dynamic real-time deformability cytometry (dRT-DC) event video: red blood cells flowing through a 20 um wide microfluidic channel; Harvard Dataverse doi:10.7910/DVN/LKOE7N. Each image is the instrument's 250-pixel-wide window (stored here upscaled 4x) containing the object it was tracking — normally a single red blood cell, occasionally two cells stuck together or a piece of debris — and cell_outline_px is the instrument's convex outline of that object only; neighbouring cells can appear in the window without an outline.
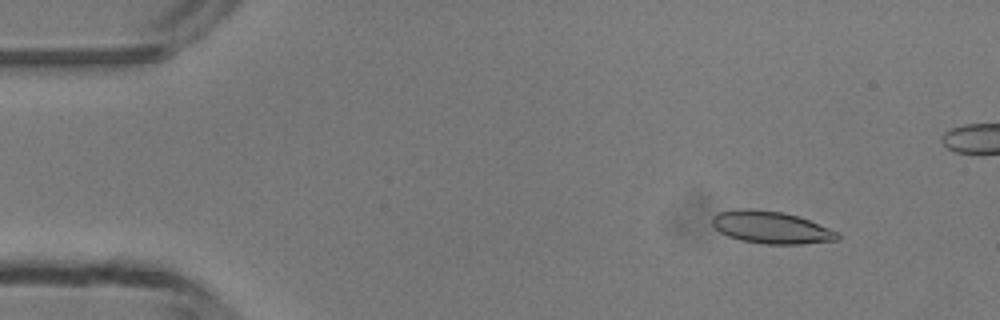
{"species": "common noctule bat (a hibernating species)", "species_latin": "Nyctalus noctula", "temperature_condition": "room temperature", "stored_images_in_passage": 3, "camera_frame_rate_fps": 3000, "um_per_image_px": 0.085, "animal": {"sex": "male", "body_mass_g": 13.3}, "frame": {"image": 1, "passage_image": 1, "time_ms": 0.0, "image_size_px": [1000, 320], "cell_outline_px": [[840, 236], [836, 240], [800, 244], [768, 244], [740, 240], [728, 236], [720, 232], [712, 224], [712, 216], [720, 212], [740, 208], [752, 208], [784, 212], [808, 220], [840, 232]], "centroid_in_image_um": [65.53, 19.32], "position_along_channel_um": 19.5, "area_um2": 23.52}}